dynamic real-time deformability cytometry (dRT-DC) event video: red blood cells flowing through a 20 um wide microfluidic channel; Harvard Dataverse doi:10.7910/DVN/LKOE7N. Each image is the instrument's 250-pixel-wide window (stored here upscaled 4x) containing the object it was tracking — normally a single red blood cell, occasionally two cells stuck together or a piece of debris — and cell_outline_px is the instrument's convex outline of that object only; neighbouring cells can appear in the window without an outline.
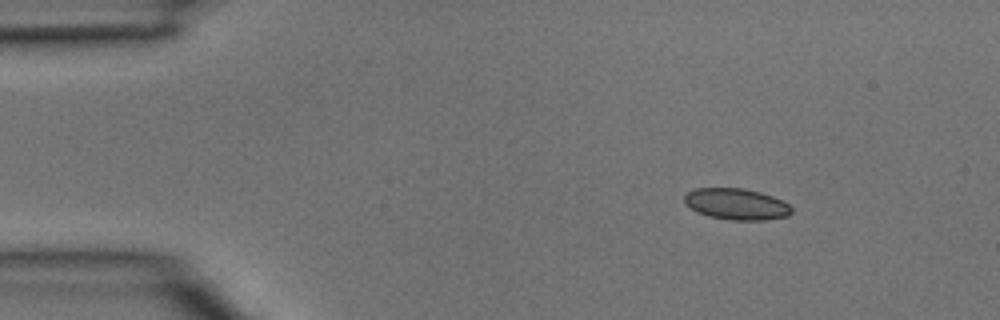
{"species": "common noctule bat (a hibernating species)", "species_latin": "Nyctalus noctula", "temperature_condition": "room temperature", "stored_images_in_passage": 4, "camera_frame_rate_fps": 3000, "um_per_image_px": 0.085, "animal": {"sex": "male", "body_mass_g": 15.6}, "frame": {"image": 1, "passage_image": 1, "time_ms": 0.0, "image_size_px": [1000, 320], "cell_outline_px": [[792, 212], [788, 216], [764, 220], [732, 220], [708, 216], [692, 208], [684, 200], [684, 196], [688, 192], [696, 188], [744, 188], [760, 192], [772, 196], [788, 204], [792, 208]], "centroid_in_image_um": [62.62, 17.34], "position_along_channel_um": 22.4, "area_um2": 19.31}}
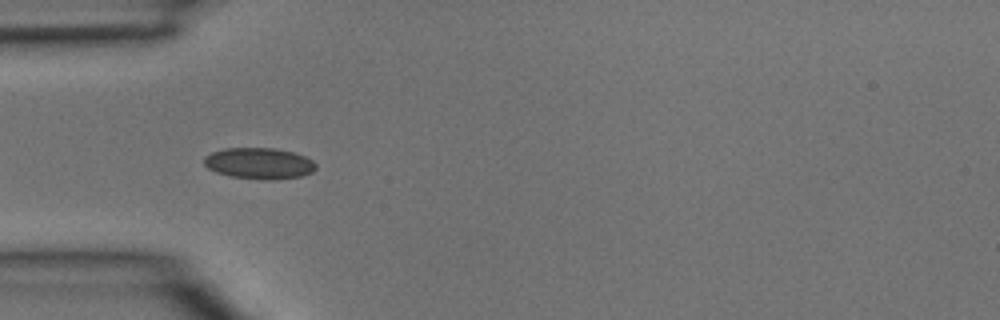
{"frame": {"image": 2, "passage_image": 3, "time_ms": 0.667, "image_size_px": [1000, 320], "cell_outline_px": [[316, 168], [312, 172], [300, 176], [272, 180], [264, 180], [228, 176], [216, 172], [208, 168], [204, 164], [204, 156], [212, 152], [224, 148], [276, 148], [296, 152], [312, 160], [316, 164]], "centroid_in_image_um": [22.02, 13.88], "position_along_channel_um": 63.0, "area_um2": 20.52}}